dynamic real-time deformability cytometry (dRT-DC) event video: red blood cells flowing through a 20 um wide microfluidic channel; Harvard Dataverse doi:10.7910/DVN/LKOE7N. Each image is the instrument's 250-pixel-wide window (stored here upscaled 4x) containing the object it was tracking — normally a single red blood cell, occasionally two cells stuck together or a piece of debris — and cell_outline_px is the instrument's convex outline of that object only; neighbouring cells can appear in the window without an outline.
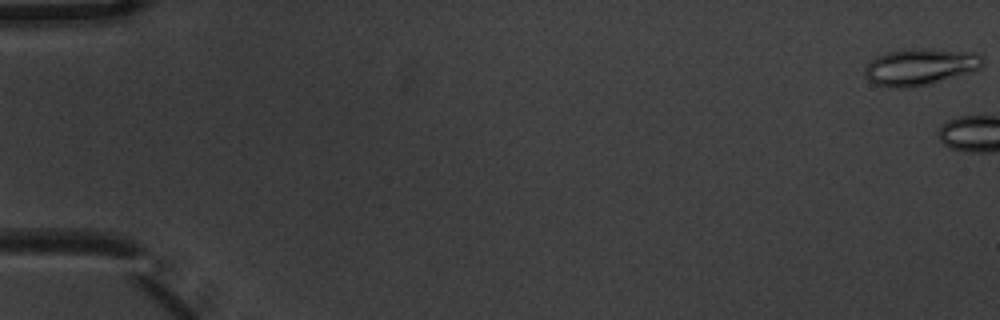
{"species": "common noctule bat (a hibernating species)", "species_latin": "Nyctalus noctula", "temperature_condition": "warm", "stored_images_in_passage": 2, "camera_frame_rate_fps": 3000, "um_per_image_px": 0.085, "animal": {"sex": "male", "body_mass_g": 20.1, "forearm_length_mm": 53.5}, "frame": {"image": 1, "passage_image": 1, "time_ms": 0.0, "image_size_px": [1000, 320], "cell_outline_px": [[984, 60], [980, 68], [928, 84], [908, 88], [888, 88], [872, 84], [864, 76], [864, 68], [876, 56], [888, 52], [924, 48], [976, 52]], "centroid_in_image_um": [78.15, 5.69], "position_along_channel_um": 6.8, "area_um2": 25.03}}